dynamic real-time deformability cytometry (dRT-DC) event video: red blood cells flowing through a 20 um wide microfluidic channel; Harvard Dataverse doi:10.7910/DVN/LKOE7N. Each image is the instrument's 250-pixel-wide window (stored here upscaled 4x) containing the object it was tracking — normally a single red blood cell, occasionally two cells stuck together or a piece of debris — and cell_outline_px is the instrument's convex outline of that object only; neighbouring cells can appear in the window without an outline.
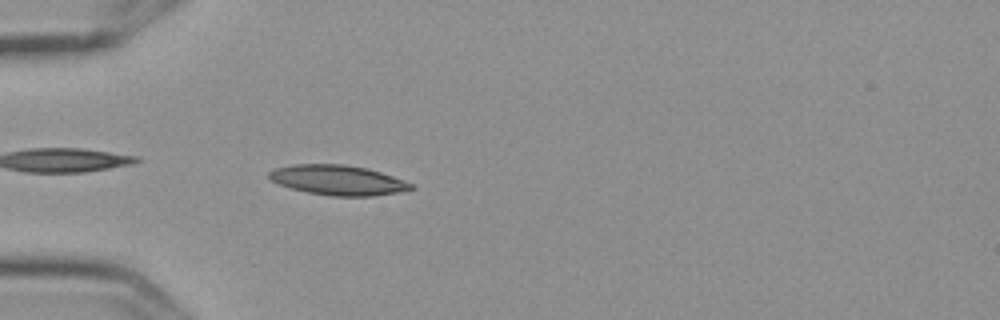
{"species": "Egyptian fruit bat (a non-hibernating species)", "species_latin": "Rousettus aegyptiacus", "temperature_condition": "cold", "stored_images_in_passage": 4, "camera_frame_rate_fps": 3000, "um_per_image_px": 0.085, "frame": {"image": 1, "passage_image": 4, "time_ms": 1.0, "image_size_px": [1000, 320], "cell_outline_px": [[412, 188], [396, 192], [372, 196], [332, 196], [308, 192], [292, 188], [280, 184], [272, 180], [268, 176], [268, 172], [276, 168], [292, 164], [344, 164], [368, 168], [392, 176], [412, 184]], "centroid_in_image_um": [28.68, 15.3], "position_along_channel_um": 56.3, "area_um2": 24.39}}